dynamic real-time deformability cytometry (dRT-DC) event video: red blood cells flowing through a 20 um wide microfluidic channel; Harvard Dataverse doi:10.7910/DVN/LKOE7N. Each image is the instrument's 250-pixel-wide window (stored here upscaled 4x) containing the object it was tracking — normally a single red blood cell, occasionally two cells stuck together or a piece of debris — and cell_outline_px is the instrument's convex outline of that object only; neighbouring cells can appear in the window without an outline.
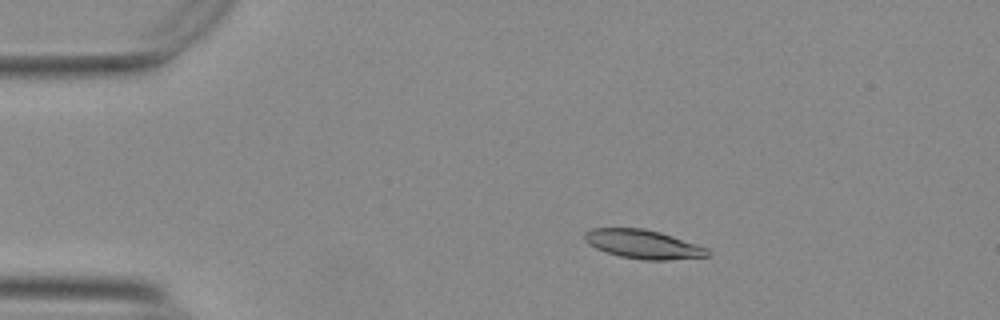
{"species": "Egyptian fruit bat (a non-hibernating species)", "species_latin": "Rousettus aegyptiacus", "temperature_condition": "warm", "stored_images_in_passage": 54, "camera_frame_rate_fps": 3000, "um_per_image_px": 0.085, "animal": {"sex": "female"}, "frame": {"image": 1, "passage_image": 9, "time_ms": 2.667, "image_size_px": [1000, 320], "cell_outline_px": [[712, 256], [668, 260], [644, 260], [620, 256], [596, 248], [588, 244], [584, 240], [584, 232], [592, 228], [644, 228], [660, 232], [708, 248], [712, 252]], "centroid_in_image_um": [54.69, 20.76], "position_along_channel_um": 30.3, "area_um2": 20.75}}
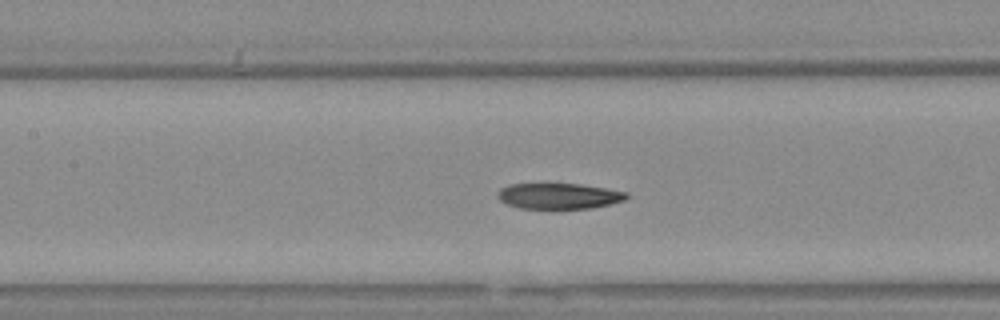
{"frame": {"image": 2, "passage_image": 24, "time_ms": 7.667, "image_size_px": [1000, 320], "cell_outline_px": [[628, 196], [624, 200], [592, 208], [520, 208], [508, 204], [500, 200], [496, 196], [500, 188], [512, 184], [580, 184], [608, 188], [628, 192]], "centroid_in_image_um": [47.51, 16.65], "position_along_channel_um": 159.9, "area_um2": 19.19}}
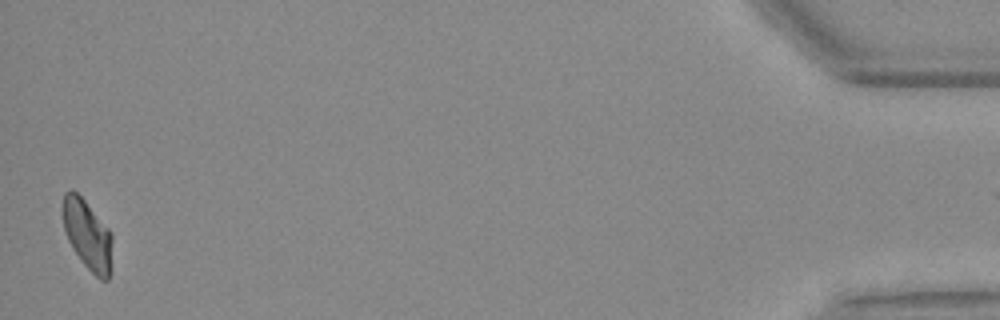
{"frame": {"image": 3, "passage_image": 53, "time_ms": 17.333, "image_size_px": [1000, 320], "cell_outline_px": [[112, 268], [108, 280], [100, 280], [84, 264], [72, 248], [68, 240], [64, 228], [64, 192], [72, 188], [84, 200], [112, 232]], "centroid_in_image_um": [7.48, 20.0], "position_along_channel_um": 427.7, "area_um2": 20.06}, "authors_computed_cell_mechanics": {"area_um2": 20.4901, "velocity_mm_per_s": 3.7308, "shape_relaxation_time_tau1_ms": null, "shape_relaxation_time_tau2_ms": 7.0431, "deformation_change_tau1": null, "deformation_change_tau2": 0.1323}}